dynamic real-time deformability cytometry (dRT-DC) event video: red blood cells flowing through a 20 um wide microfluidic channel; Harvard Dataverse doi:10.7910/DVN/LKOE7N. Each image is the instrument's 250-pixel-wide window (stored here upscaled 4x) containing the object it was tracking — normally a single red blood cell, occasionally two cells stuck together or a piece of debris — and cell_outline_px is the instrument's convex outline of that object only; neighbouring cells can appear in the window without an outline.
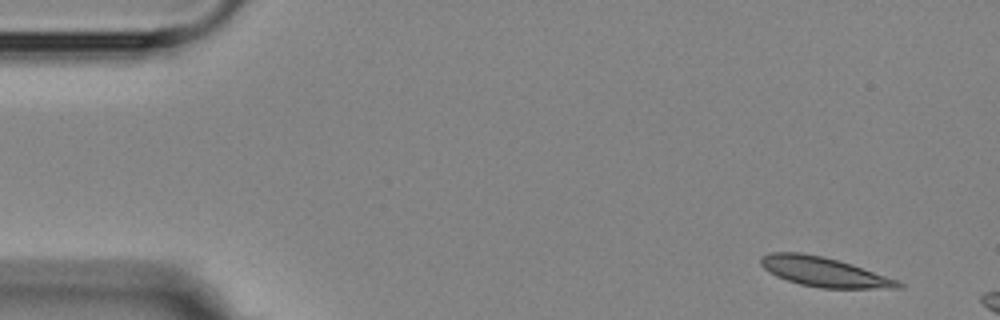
{"species": "Egyptian fruit bat (a non-hibernating species)", "species_latin": "Rousettus aegyptiacus", "temperature_condition": "room temperature", "stored_images_in_passage": 3, "camera_frame_rate_fps": 3000, "um_per_image_px": 0.085, "animal": {"sex": "female"}, "frame": {"image": 1, "passage_image": 1, "time_ms": 0.0, "image_size_px": [1000, 320], "cell_outline_px": [[904, 288], [820, 288], [800, 284], [776, 276], [764, 268], [760, 264], [760, 256], [772, 252], [800, 252], [824, 256], [852, 264], [900, 280], [904, 284]], "centroid_in_image_um": [70.07, 23.1], "position_along_channel_um": 14.9, "area_um2": 23.81}}